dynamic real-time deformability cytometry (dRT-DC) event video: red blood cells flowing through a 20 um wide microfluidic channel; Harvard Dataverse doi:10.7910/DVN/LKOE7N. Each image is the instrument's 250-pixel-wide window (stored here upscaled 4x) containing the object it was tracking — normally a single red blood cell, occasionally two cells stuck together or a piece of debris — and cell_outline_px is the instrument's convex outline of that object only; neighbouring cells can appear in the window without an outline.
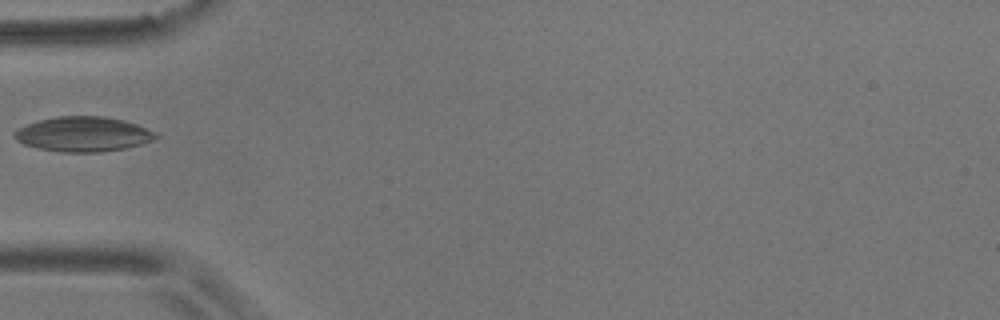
{"species": "common noctule bat (a hibernating species)", "species_latin": "Nyctalus noctula", "temperature_condition": "room temperature", "stored_images_in_passage": 2, "camera_frame_rate_fps": 3000, "um_per_image_px": 0.085, "animal": {"sex": "male", "body_mass_g": 17.9}, "frame": {"image": 1, "passage_image": 1, "time_ms": 0.0, "image_size_px": [1000, 320], "cell_outline_px": [[160, 136], [152, 140], [140, 144], [124, 148], [100, 152], [60, 152], [40, 148], [24, 144], [16, 140], [12, 136], [12, 132], [28, 124], [40, 120], [56, 116], [104, 116], [124, 120], [136, 124], [156, 132]], "centroid_in_image_um": [7.07, 11.4], "position_along_channel_um": 77.9, "area_um2": 28.61}}
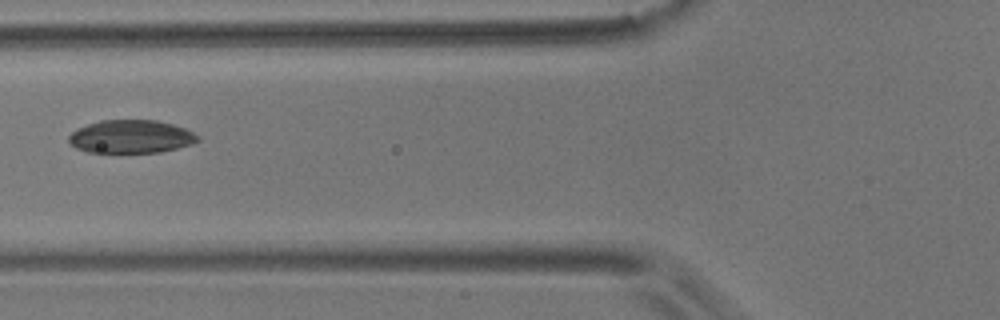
{"frame": {"image": 2, "passage_image": 2, "time_ms": 0.333, "image_size_px": [1000, 320], "cell_outline_px": [[200, 140], [192, 144], [160, 152], [88, 152], [76, 148], [68, 140], [68, 136], [76, 128], [100, 120], [156, 120], [172, 124], [184, 128], [200, 136]], "centroid_in_image_um": [11.13, 11.6], "position_along_channel_um": 114.7, "area_um2": 24.85}}